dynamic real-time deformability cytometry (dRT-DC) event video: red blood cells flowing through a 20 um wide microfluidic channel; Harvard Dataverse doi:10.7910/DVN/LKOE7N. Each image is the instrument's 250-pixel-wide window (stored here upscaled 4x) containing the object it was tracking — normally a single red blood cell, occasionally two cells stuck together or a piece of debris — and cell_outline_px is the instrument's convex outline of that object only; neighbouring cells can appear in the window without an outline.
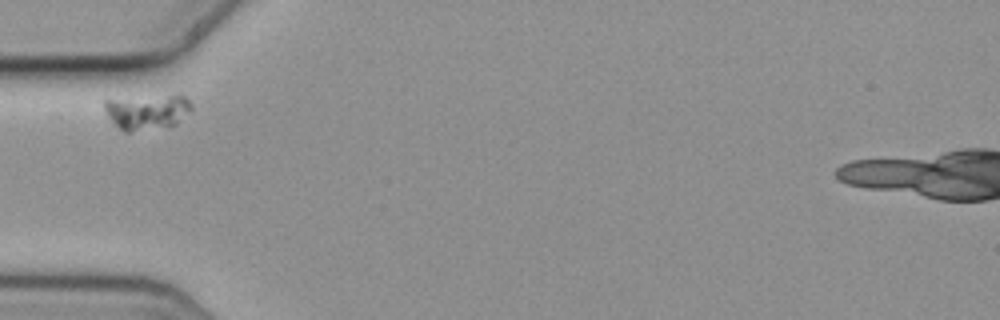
{"species": "common noctule bat (a hibernating species)", "species_latin": "Nyctalus noctula", "temperature_condition": "cold", "stored_images_in_passage": 36, "camera_frame_rate_fps": 3000, "um_per_image_px": 0.085, "animal": {"sex": "female", "body_mass_g": 19.3, "forearm_length_mm": 54.1}, "frame": {"image": 1, "passage_image": 1, "time_ms": 0.0, "image_size_px": [1000, 320], "cell_outline_px": [[192, 108], [176, 124], [168, 128], [128, 132], [124, 132], [112, 120], [104, 108], [104, 100], [172, 96], [184, 96], [192, 104]], "centroid_in_image_um": [12.52, 9.55], "position_along_channel_um": 72.5, "area_um2": 17.34}}
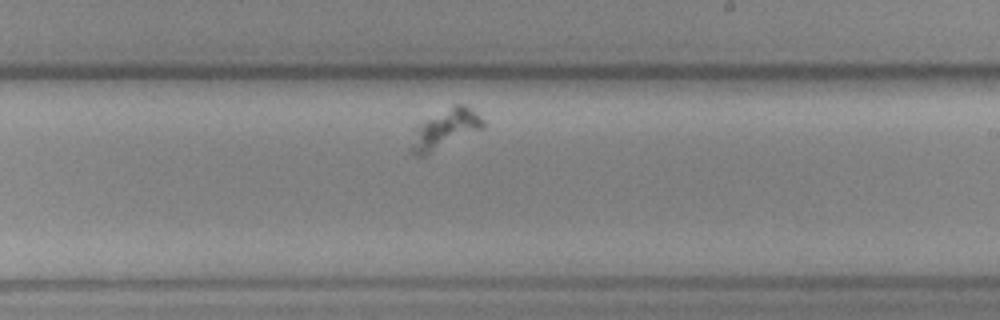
{"frame": {"image": 2, "passage_image": 18, "time_ms": 5.667, "image_size_px": [1000, 320], "cell_outline_px": [[484, 128], [424, 156], [416, 156], [408, 148], [416, 124], [420, 120], [452, 104], [464, 104], [480, 116], [484, 120]], "centroid_in_image_um": [37.77, 10.95], "position_along_channel_um": 251.2, "area_um2": 16.94}}
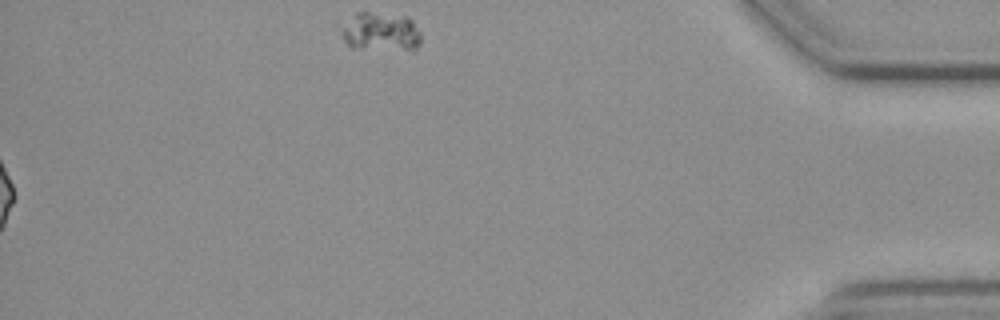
{"frame": {"image": 3, "passage_image": 36, "time_ms": 11.667, "image_size_px": [1000, 320], "cell_outline_px": [[420, 44], [412, 52], [352, 48], [344, 40], [336, 24], [356, 12], [368, 12], [408, 16], [412, 20], [420, 32]], "centroid_in_image_um": [32.3, 2.72], "position_along_channel_um": 402.9, "area_um2": 19.13}}